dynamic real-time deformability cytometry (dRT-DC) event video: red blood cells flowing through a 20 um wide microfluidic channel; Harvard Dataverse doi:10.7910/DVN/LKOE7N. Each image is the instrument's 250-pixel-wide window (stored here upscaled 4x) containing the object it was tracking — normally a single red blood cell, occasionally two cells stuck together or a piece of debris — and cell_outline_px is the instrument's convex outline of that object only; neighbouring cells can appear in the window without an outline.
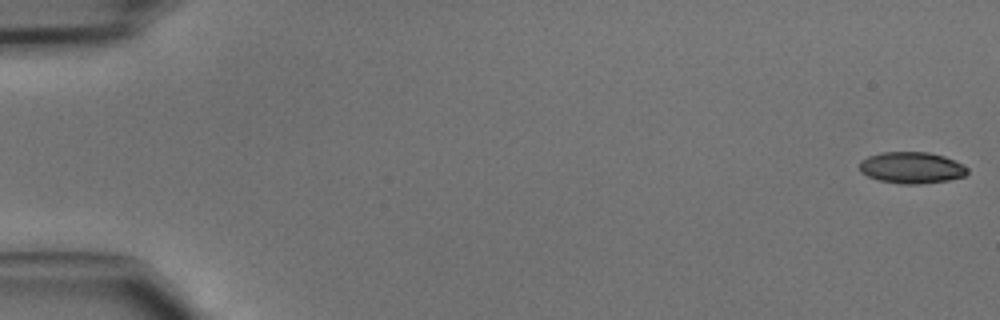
{"species": "common noctule bat (a hibernating species)", "species_latin": "Nyctalus noctula", "temperature_condition": "cold", "stored_images_in_passage": 48, "camera_frame_rate_fps": 3000, "um_per_image_px": 0.085, "animal": {"sex": "male", "body_mass_g": 15.6}, "frame": {"image": 1, "passage_image": 1, "time_ms": 0.0, "image_size_px": [1000, 320], "cell_outline_px": [[968, 172], [964, 176], [948, 180], [920, 184], [900, 184], [880, 180], [868, 176], [860, 172], [860, 160], [868, 156], [880, 152], [928, 152], [944, 156], [968, 168]], "centroid_in_image_um": [77.45, 14.25], "position_along_channel_um": 7.5, "area_um2": 19.71}}
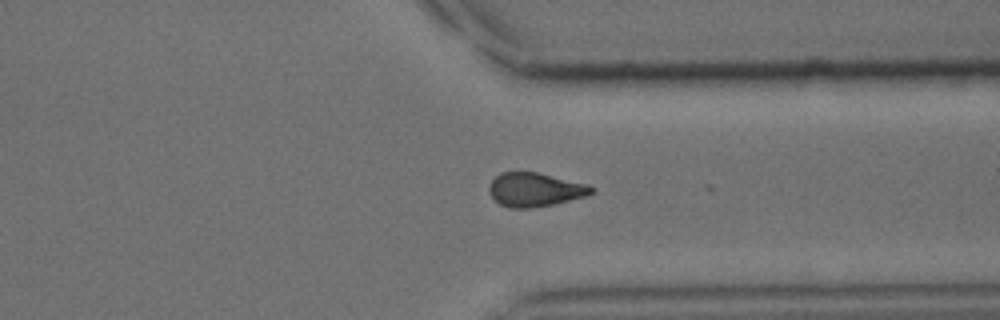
{"frame": {"image": 2, "passage_image": 36, "time_ms": 11.667, "image_size_px": [1000, 320], "cell_outline_px": [[596, 188], [588, 196], [552, 204], [528, 208], [508, 208], [500, 204], [488, 192], [488, 188], [492, 180], [500, 172], [536, 172], [588, 184]], "centroid_in_image_um": [45.48, 16.12], "position_along_channel_um": 365.9, "area_um2": 20.11}}
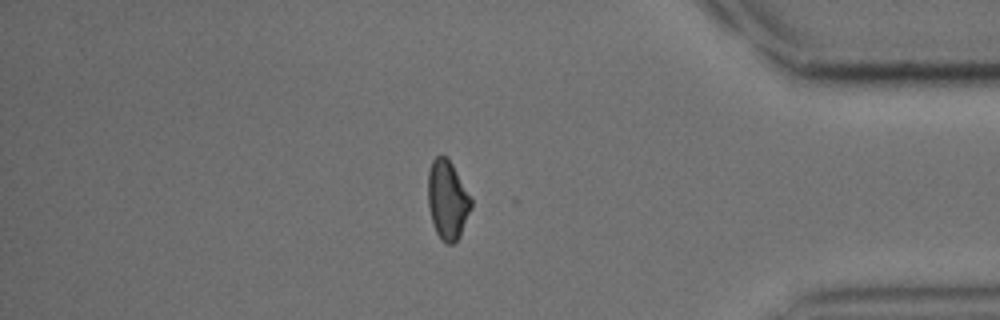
{"frame": {"image": 3, "passage_image": 40, "time_ms": 13.0, "image_size_px": [1000, 320], "cell_outline_px": [[472, 208], [460, 236], [452, 244], [444, 244], [440, 240], [436, 232], [432, 220], [428, 204], [428, 172], [432, 160], [436, 156], [448, 156], [472, 200]], "centroid_in_image_um": [38.03, 17.0], "position_along_channel_um": 397.2, "area_um2": 19.94}}